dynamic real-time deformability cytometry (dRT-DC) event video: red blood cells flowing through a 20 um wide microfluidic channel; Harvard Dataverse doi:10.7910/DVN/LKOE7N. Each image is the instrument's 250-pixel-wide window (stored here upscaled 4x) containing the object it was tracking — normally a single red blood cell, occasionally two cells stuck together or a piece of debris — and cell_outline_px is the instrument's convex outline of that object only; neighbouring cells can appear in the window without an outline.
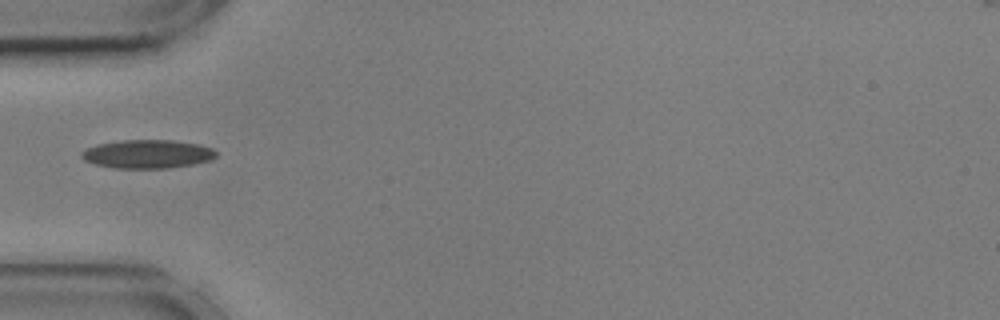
{"species": "common noctule bat (a hibernating species)", "species_latin": "Nyctalus noctula", "temperature_condition": "cold", "stored_images_in_passage": 7, "camera_frame_rate_fps": 3000, "um_per_image_px": 0.085, "animal": {"sex": "male", "body_mass_g": 17.9, "forearm_length_mm": 54.2}, "frame": {"image": 1, "passage_image": 1, "time_ms": 0.0, "image_size_px": [1000, 320], "cell_outline_px": [[216, 156], [212, 160], [192, 164], [168, 168], [116, 168], [96, 164], [84, 160], [80, 156], [80, 152], [96, 144], [120, 140], [172, 140], [200, 144], [212, 148], [216, 152]], "centroid_in_image_um": [12.54, 13.08], "position_along_channel_um": 72.5, "area_um2": 22.43}}